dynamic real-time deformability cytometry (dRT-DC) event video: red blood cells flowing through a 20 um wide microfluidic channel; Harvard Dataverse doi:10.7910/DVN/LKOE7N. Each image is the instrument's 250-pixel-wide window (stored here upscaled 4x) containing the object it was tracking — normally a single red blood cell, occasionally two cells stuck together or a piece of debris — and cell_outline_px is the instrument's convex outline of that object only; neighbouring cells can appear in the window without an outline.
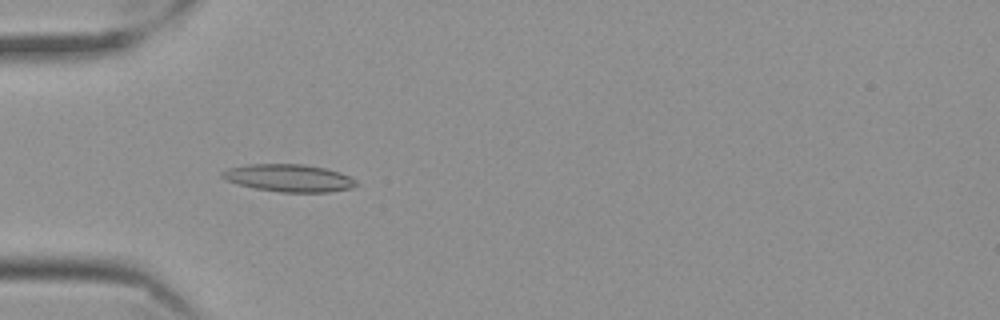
{"species": "Egyptian fruit bat (a non-hibernating species)", "species_latin": "Rousettus aegyptiacus", "temperature_condition": "cold", "stored_images_in_passage": 22, "camera_frame_rate_fps": 3000, "um_per_image_px": 0.085, "frame": {"image": 1, "passage_image": 18, "time_ms": 5.667, "image_size_px": [1000, 320], "cell_outline_px": [[360, 184], [352, 188], [328, 192], [280, 192], [256, 188], [236, 184], [224, 180], [220, 176], [220, 172], [228, 168], [248, 164], [304, 164], [324, 168], [340, 172], [356, 180]], "centroid_in_image_um": [24.53, 15.13], "position_along_channel_um": 60.5, "area_um2": 21.62}}
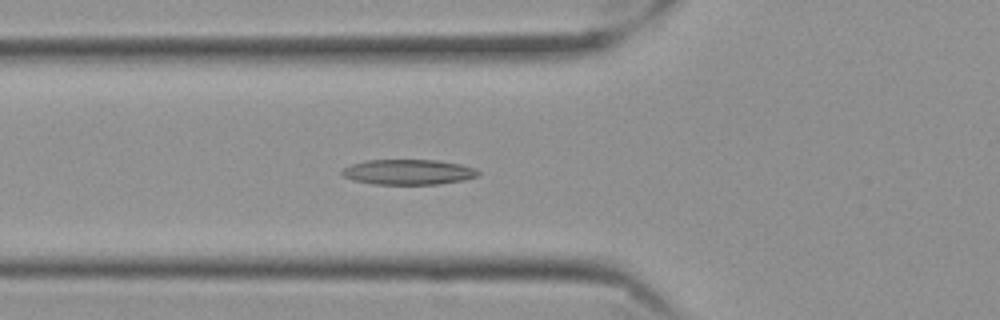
{"frame": {"image": 2, "passage_image": 21, "time_ms": 6.667, "image_size_px": [1000, 320], "cell_outline_px": [[480, 172], [476, 176], [464, 180], [436, 184], [372, 184], [352, 180], [344, 176], [340, 172], [344, 168], [352, 164], [368, 160], [436, 160], [460, 164], [476, 168]], "centroid_in_image_um": [34.7, 14.62], "position_along_channel_um": 91.1, "area_um2": 19.94}}